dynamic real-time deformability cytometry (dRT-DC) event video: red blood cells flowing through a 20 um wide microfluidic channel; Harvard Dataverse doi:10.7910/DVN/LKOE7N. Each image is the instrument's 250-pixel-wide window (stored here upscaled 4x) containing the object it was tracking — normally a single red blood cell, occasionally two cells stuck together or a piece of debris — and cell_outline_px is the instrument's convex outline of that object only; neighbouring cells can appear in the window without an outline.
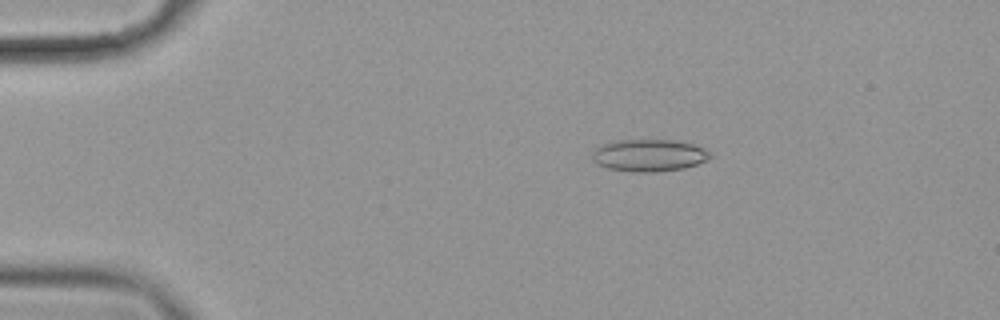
{"species": "common noctule bat (a hibernating species)", "species_latin": "Nyctalus noctula", "temperature_condition": "cold", "stored_images_in_passage": 6, "camera_frame_rate_fps": 3000, "um_per_image_px": 0.085, "animal": {"sex": "female", "body_mass_g": 19.9}, "frame": {"image": 1, "passage_image": 4, "time_ms": 1.0, "image_size_px": [1000, 320], "cell_outline_px": [[712, 156], [708, 160], [684, 168], [656, 172], [632, 172], [608, 168], [596, 164], [592, 156], [592, 152], [596, 148], [612, 140], [676, 140], [692, 144], [704, 148], [712, 152]], "centroid_in_image_um": [55.18, 13.2], "position_along_channel_um": 29.8, "area_um2": 22.25}}